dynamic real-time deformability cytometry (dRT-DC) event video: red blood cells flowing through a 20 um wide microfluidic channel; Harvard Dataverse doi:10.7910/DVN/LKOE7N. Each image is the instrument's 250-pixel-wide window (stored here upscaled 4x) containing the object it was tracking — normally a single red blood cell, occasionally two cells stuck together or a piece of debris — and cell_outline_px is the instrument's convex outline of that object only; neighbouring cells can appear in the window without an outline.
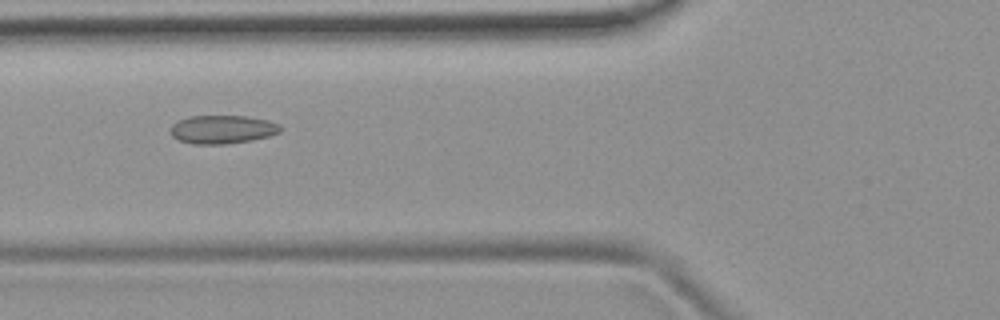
{"species": "common noctule bat (a hibernating species)", "species_latin": "Nyctalus noctula", "temperature_condition": "room temperature", "stored_images_in_passage": 8, "camera_frame_rate_fps": 3000, "um_per_image_px": 0.085, "animal": {"sex": "female", "body_mass_g": 19.9}, "frame": {"image": 1, "passage_image": 4, "time_ms": 1.0, "image_size_px": [1000, 320], "cell_outline_px": [[280, 132], [268, 136], [252, 140], [228, 144], [192, 144], [180, 140], [172, 136], [172, 124], [188, 116], [244, 116], [268, 120], [280, 124]], "centroid_in_image_um": [18.92, 11.0], "position_along_channel_um": 106.9, "area_um2": 18.09}}
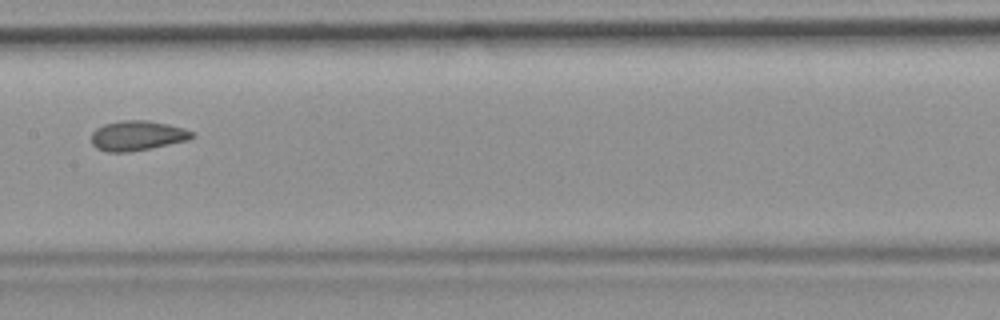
{"frame": {"image": 2, "passage_image": 6, "time_ms": 1.667, "image_size_px": [1000, 320], "cell_outline_px": [[196, 136], [188, 140], [128, 152], [108, 152], [96, 148], [92, 144], [92, 132], [96, 128], [104, 124], [120, 120], [148, 120], [168, 124], [184, 128], [192, 132]], "centroid_in_image_um": [11.65, 11.52], "position_along_channel_um": 195.7, "area_um2": 17.46}}
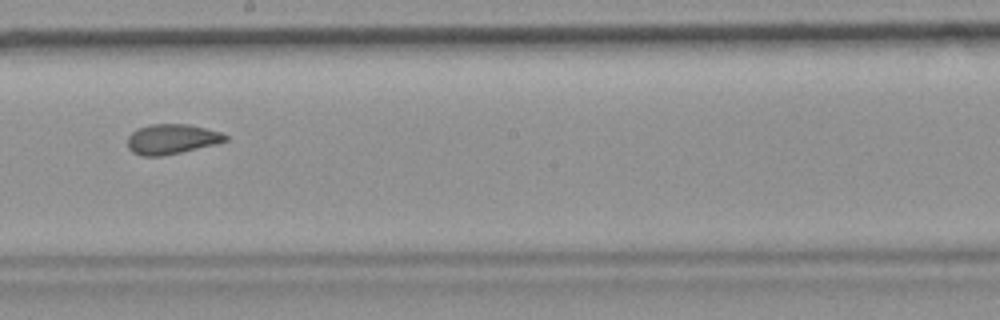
{"frame": {"image": 3, "passage_image": 7, "time_ms": 2.0, "image_size_px": [1000, 320], "cell_outline_px": [[228, 140], [216, 144], [164, 156], [140, 156], [132, 152], [128, 148], [128, 136], [132, 132], [140, 128], [152, 124], [188, 124], [220, 132], [228, 136]], "centroid_in_image_um": [14.59, 11.84], "position_along_channel_um": 233.6, "area_um2": 17.05}}